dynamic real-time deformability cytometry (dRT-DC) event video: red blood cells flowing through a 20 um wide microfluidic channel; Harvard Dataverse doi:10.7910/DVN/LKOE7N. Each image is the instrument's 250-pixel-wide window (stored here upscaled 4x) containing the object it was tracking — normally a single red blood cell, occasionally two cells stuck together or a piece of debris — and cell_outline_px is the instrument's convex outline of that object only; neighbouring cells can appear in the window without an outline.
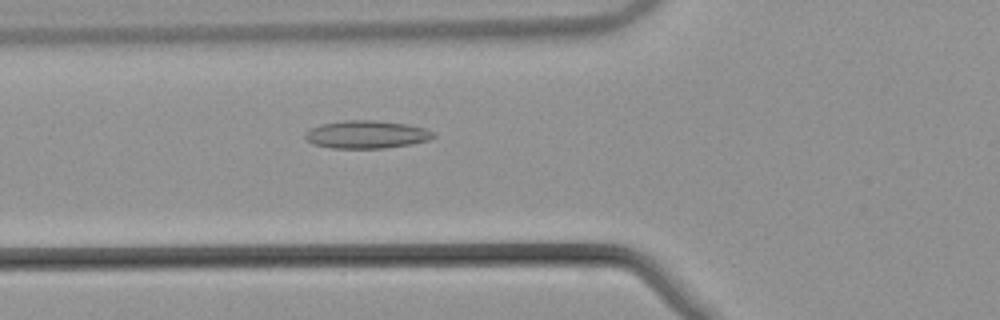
{"species": "common noctule bat (a hibernating species)", "species_latin": "Nyctalus noctula", "temperature_condition": "warm", "stored_images_in_passage": 42, "camera_frame_rate_fps": 3000, "um_per_image_px": 0.085, "animal": {"sex": "male", "body_mass_g": 21.5, "forearm_length_mm": 52.0}, "frame": {"image": 1, "passage_image": 10, "time_ms": 3.0, "image_size_px": [1000, 320], "cell_outline_px": [[436, 136], [428, 140], [412, 144], [384, 148], [332, 148], [312, 144], [304, 136], [304, 132], [320, 124], [344, 120], [376, 120], [408, 124], [424, 128], [436, 132]], "centroid_in_image_um": [31.17, 11.42], "position_along_channel_um": 94.6, "area_um2": 20.98}}
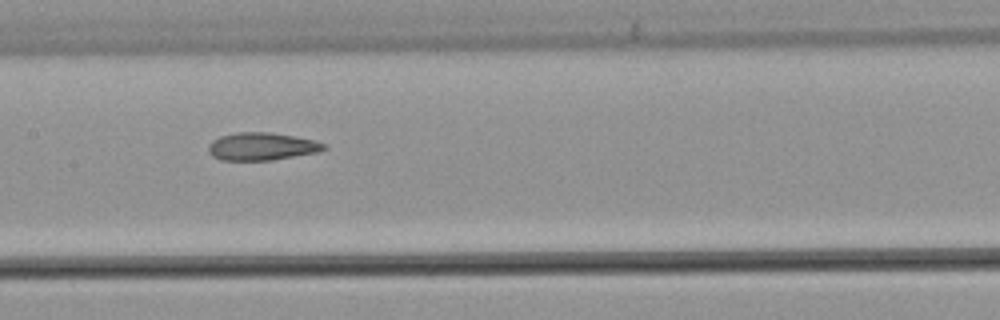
{"frame": {"image": 2, "passage_image": 17, "time_ms": 5.333, "image_size_px": [1000, 320], "cell_outline_px": [[328, 148], [316, 152], [272, 160], [220, 160], [212, 156], [208, 152], [208, 144], [212, 140], [220, 136], [236, 132], [268, 132], [296, 136], [316, 140], [328, 144]], "centroid_in_image_um": [22.25, 12.44], "position_along_channel_um": 185.1, "area_um2": 18.84}}
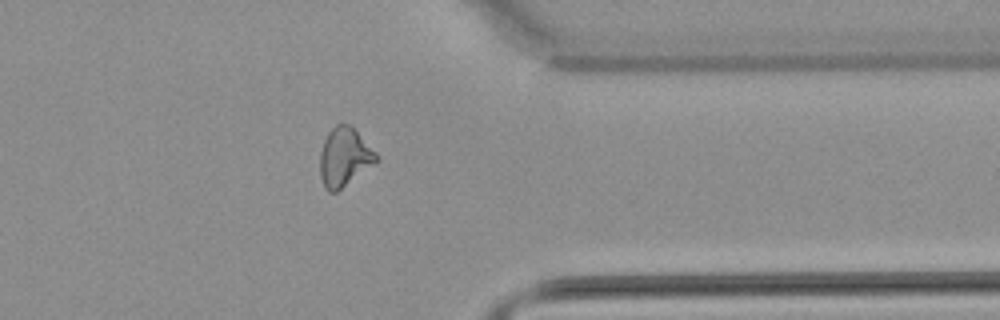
{"frame": {"image": 3, "passage_image": 33, "time_ms": 10.667, "image_size_px": [1000, 320], "cell_outline_px": [[380, 160], [376, 164], [336, 192], [328, 192], [324, 188], [320, 176], [320, 152], [324, 140], [328, 132], [336, 124], [348, 124], [380, 156]], "centroid_in_image_um": [29.28, 13.39], "position_along_channel_um": 382.1, "area_um2": 19.31}}